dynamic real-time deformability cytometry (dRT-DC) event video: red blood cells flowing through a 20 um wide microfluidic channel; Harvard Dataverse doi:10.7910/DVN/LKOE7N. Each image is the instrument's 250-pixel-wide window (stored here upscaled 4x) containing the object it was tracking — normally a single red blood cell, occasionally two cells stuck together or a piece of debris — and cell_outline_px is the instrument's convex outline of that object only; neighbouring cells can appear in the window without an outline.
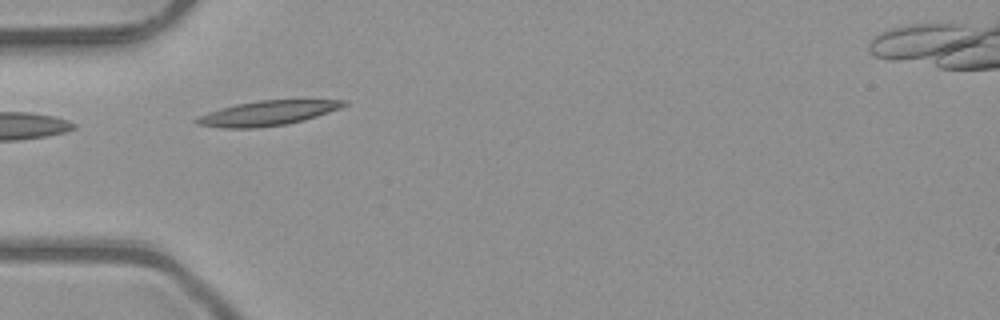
{"species": "common noctule bat (a hibernating species)", "species_latin": "Nyctalus noctula", "temperature_condition": "room temperature", "stored_images_in_passage": 2, "camera_frame_rate_fps": 3000, "um_per_image_px": 0.085, "animal": {"sex": "male", "body_mass_g": 23.1, "forearm_length_mm": 52.7}, "frame": {"image": 1, "passage_image": 1, "time_ms": 0.0, "image_size_px": [1000, 320], "cell_outline_px": [[348, 104], [340, 108], [304, 120], [288, 124], [256, 128], [220, 128], [196, 124], [192, 120], [208, 112], [220, 108], [236, 104], [260, 100], [348, 100]], "centroid_in_image_um": [22.71, 9.62], "position_along_channel_um": 62.3, "area_um2": 21.21}}
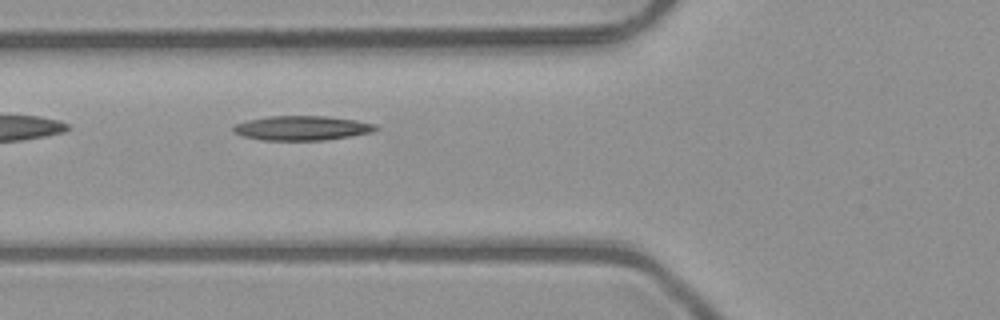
{"frame": {"image": 2, "passage_image": 2, "time_ms": 0.333, "image_size_px": [1000, 320], "cell_outline_px": [[380, 128], [372, 132], [324, 140], [260, 140], [244, 136], [232, 132], [232, 128], [236, 124], [248, 120], [268, 116], [328, 116], [356, 120], [376, 124]], "centroid_in_image_um": [25.67, 10.88], "position_along_channel_um": 100.1, "area_um2": 20.29}}